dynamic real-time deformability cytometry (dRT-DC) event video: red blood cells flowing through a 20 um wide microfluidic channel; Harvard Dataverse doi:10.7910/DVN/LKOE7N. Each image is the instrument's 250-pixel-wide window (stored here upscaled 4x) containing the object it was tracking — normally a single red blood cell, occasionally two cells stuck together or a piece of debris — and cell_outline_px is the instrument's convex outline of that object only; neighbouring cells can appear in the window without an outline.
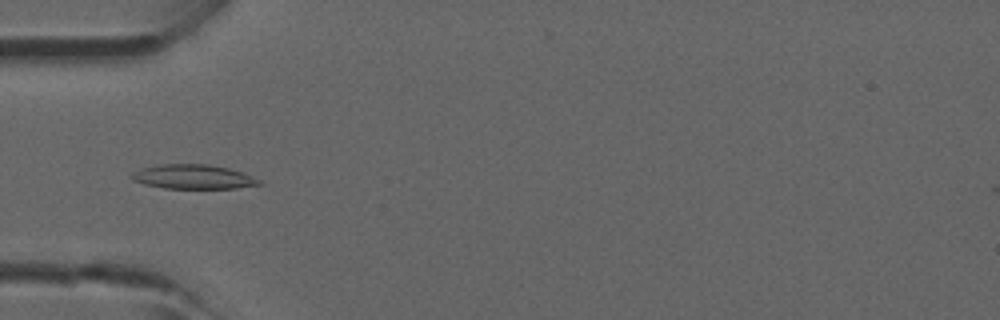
{"species": "common noctule bat (a hibernating species)", "species_latin": "Nyctalus noctula", "temperature_condition": "room temperature", "stored_images_in_passage": 45, "camera_frame_rate_fps": 3000, "um_per_image_px": 0.085, "animal": {"sex": "male", "forearm_length_mm": 52.5}, "frame": {"image": 1, "passage_image": 14, "time_ms": 4.333, "image_size_px": [1000, 320], "cell_outline_px": [[264, 184], [236, 188], [164, 188], [144, 184], [132, 180], [128, 176], [132, 172], [140, 168], [160, 164], [208, 164], [228, 168], [244, 172], [260, 180]], "centroid_in_image_um": [16.4, 15.02], "position_along_channel_um": 68.6, "area_um2": 18.26}}